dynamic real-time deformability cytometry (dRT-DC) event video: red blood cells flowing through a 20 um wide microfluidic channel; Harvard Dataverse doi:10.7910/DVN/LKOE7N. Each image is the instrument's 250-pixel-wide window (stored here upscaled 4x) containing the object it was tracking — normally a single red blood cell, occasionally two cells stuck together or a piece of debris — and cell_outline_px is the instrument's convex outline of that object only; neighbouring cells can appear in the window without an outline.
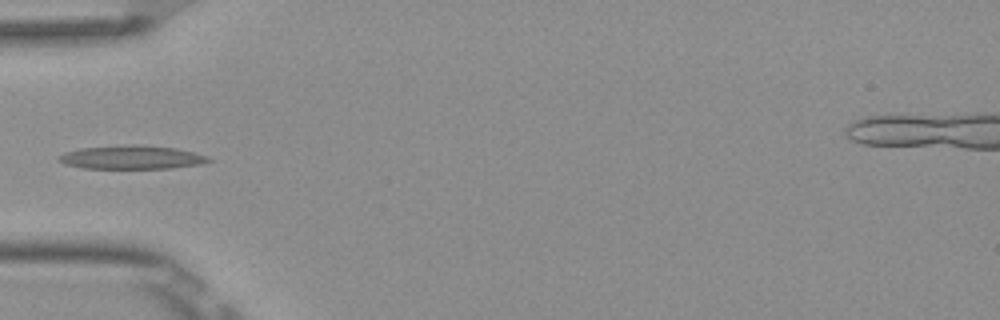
{"species": "Egyptian fruit bat (a non-hibernating species)", "species_latin": "Rousettus aegyptiacus", "temperature_condition": "room temperature", "stored_images_in_passage": 6, "camera_frame_rate_fps": 3000, "um_per_image_px": 0.085, "frame": {"image": 1, "passage_image": 5, "time_ms": 1.333, "image_size_px": [1000, 320], "cell_outline_px": [[212, 160], [200, 164], [172, 168], [80, 168], [64, 164], [56, 160], [56, 156], [64, 152], [80, 148], [136, 144], [140, 144], [176, 148], [208, 156]], "centroid_in_image_um": [11.13, 13.37], "position_along_channel_um": 73.9, "area_um2": 20.69}}
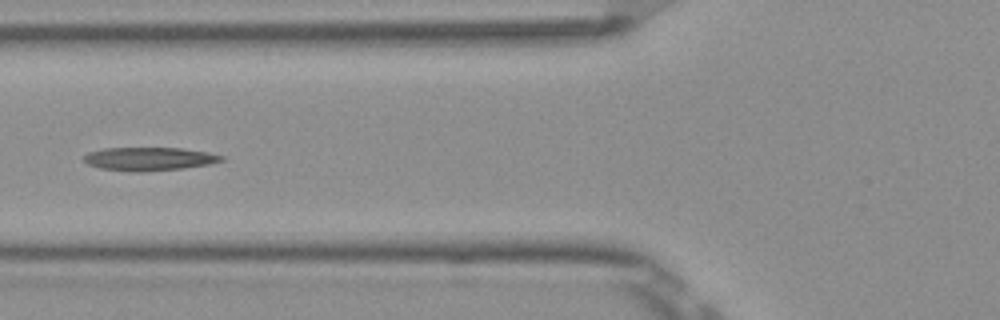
{"frame": {"image": 2, "passage_image": 6, "time_ms": 1.667, "image_size_px": [1000, 320], "cell_outline_px": [[224, 160], [208, 164], [184, 168], [140, 172], [132, 172], [100, 168], [88, 164], [84, 160], [84, 156], [88, 152], [104, 148], [180, 148], [208, 152], [224, 156]], "centroid_in_image_um": [12.67, 13.5], "position_along_channel_um": 113.1, "area_um2": 18.67}}